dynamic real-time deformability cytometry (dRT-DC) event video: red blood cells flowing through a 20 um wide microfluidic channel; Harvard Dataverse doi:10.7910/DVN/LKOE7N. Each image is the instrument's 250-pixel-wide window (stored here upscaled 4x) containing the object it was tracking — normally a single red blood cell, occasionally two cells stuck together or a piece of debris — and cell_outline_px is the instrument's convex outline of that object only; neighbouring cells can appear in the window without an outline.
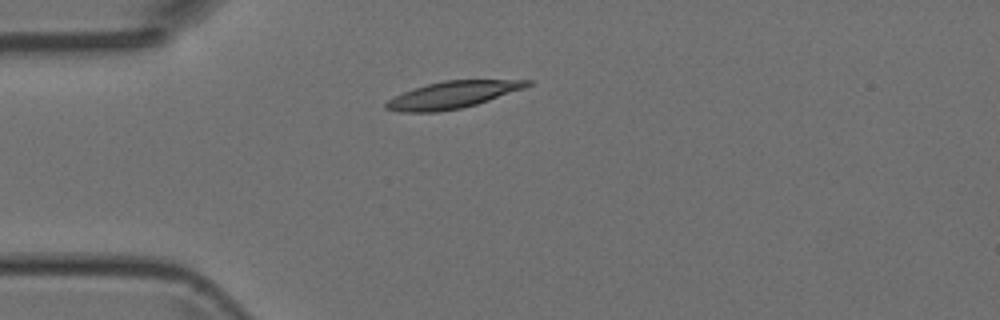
{"species": "Egyptian fruit bat (a non-hibernating species)", "species_latin": "Rousettus aegyptiacus", "temperature_condition": "room temperature", "stored_images_in_passage": 1, "camera_frame_rate_fps": 3000, "um_per_image_px": 0.085, "animal": {"sex": "female"}, "frame": {"image": 1, "passage_image": 1, "time_ms": 0.0, "image_size_px": [1000, 320], "cell_outline_px": [[532, 84], [524, 88], [476, 104], [460, 108], [436, 112], [400, 112], [384, 108], [384, 104], [388, 100], [404, 92], [428, 84], [444, 80], [532, 80]], "centroid_in_image_um": [38.46, 8.06], "position_along_channel_um": 46.5, "area_um2": 21.79}}